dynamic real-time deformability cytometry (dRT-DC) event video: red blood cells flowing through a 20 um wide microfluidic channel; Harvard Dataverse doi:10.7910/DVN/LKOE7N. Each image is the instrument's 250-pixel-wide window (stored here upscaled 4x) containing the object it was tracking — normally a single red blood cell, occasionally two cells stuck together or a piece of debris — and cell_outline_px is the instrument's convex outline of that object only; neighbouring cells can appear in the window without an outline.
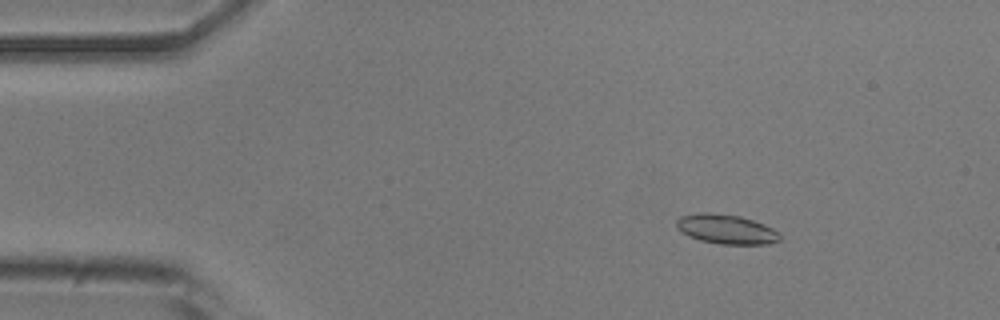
{"species": "common noctule bat (a hibernating species)", "species_latin": "Nyctalus noctula", "temperature_condition": "room temperature", "stored_images_in_passage": 52, "camera_frame_rate_fps": 3000, "um_per_image_px": 0.085, "animal": {"sex": "male", "body_mass_g": 20.5, "forearm_length_mm": 52.5}, "frame": {"image": 1, "passage_image": 7, "time_ms": 2.0, "image_size_px": [1000, 320], "cell_outline_px": [[780, 240], [768, 244], [720, 244], [700, 240], [688, 236], [676, 228], [676, 220], [680, 216], [700, 212], [708, 212], [740, 216], [764, 224], [772, 228], [780, 236]], "centroid_in_image_um": [61.69, 19.47], "position_along_channel_um": 23.3, "area_um2": 17.74}}
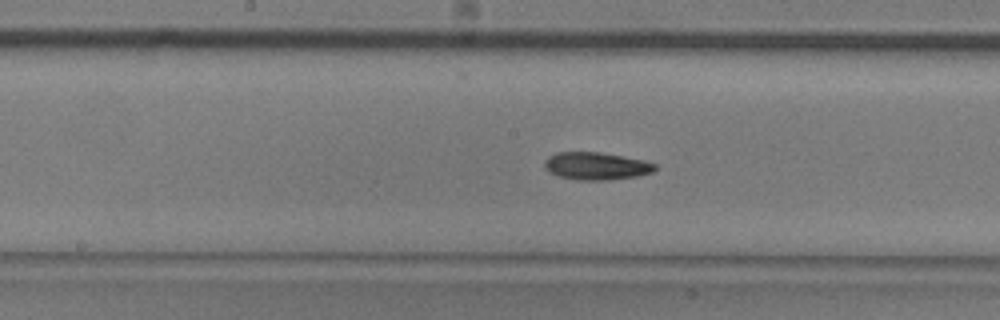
{"frame": {"image": 2, "passage_image": 26, "time_ms": 8.333, "image_size_px": [1000, 320], "cell_outline_px": [[656, 168], [652, 172], [636, 176], [608, 180], [576, 180], [560, 176], [548, 172], [544, 168], [544, 160], [548, 156], [556, 152], [600, 152], [644, 160], [656, 164]], "centroid_in_image_um": [50.64, 14.11], "position_along_channel_um": 197.6, "area_um2": 17.8}}
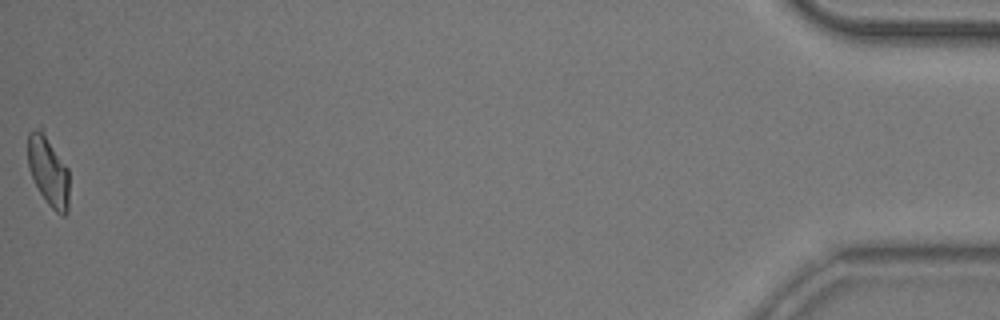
{"frame": {"image": 3, "passage_image": 52, "time_ms": 17.0, "image_size_px": [1000, 320], "cell_outline_px": [[68, 212], [64, 216], [60, 216], [48, 204], [40, 192], [28, 168], [28, 132], [32, 128], [40, 124], [44, 128], [68, 168]], "centroid_in_image_um": [4.1, 14.44], "position_along_channel_um": 431.1, "area_um2": 17.34}, "authors_computed_cell_mechanics": {"area_um2": 17.3978, "velocity_mm_per_s": 3.8544, "shape_relaxation_time_tau1_ms": 5.5809, "shape_relaxation_time_tau2_ms": 4.3321, "deformation_change_tau1": 0.139, "deformation_change_tau2": 0.1052}}